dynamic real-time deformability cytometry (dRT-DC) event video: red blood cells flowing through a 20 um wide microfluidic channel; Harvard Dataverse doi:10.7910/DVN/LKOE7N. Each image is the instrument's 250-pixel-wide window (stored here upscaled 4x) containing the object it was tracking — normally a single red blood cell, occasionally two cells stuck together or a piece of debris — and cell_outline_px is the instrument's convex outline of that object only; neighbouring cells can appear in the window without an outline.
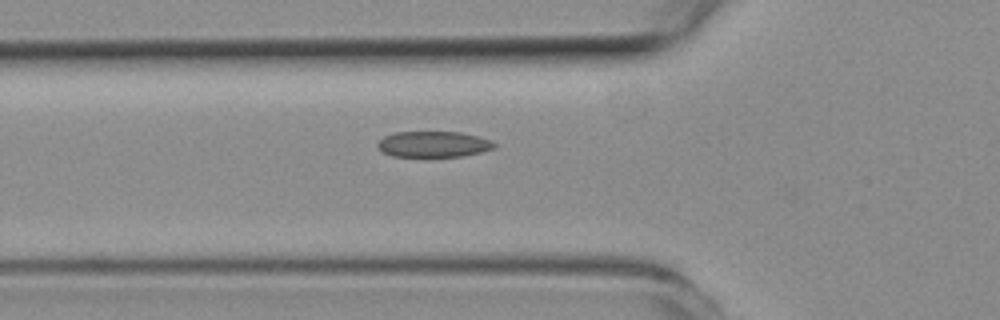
{"species": "common noctule bat (a hibernating species)", "species_latin": "Nyctalus noctula", "temperature_condition": "room temperature", "stored_images_in_passage": 18, "camera_frame_rate_fps": 3000, "um_per_image_px": 0.085, "animal": {"sex": "female", "body_mass_g": 19.3, "forearm_length_mm": 54.1}, "frame": {"image": 1, "passage_image": 2, "time_ms": 0.333, "image_size_px": [1000, 320], "cell_outline_px": [[496, 148], [480, 152], [460, 156], [392, 156], [384, 152], [376, 144], [384, 136], [396, 132], [460, 132], [492, 140], [496, 144]], "centroid_in_image_um": [36.87, 12.25], "position_along_channel_um": 88.9, "area_um2": 17.4}}
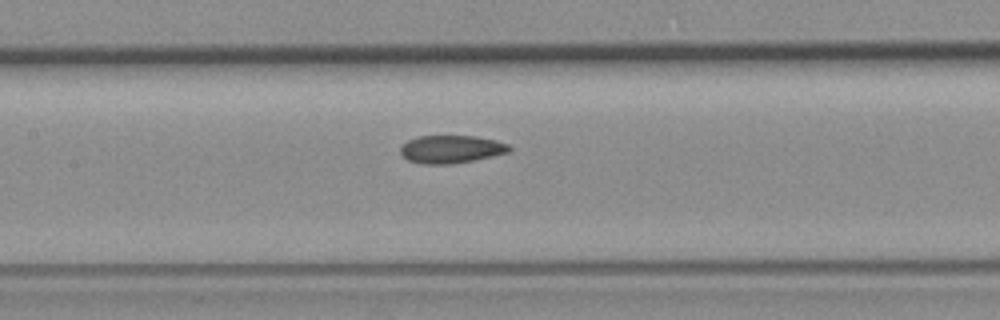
{"frame": {"image": 2, "passage_image": 8, "time_ms": 2.333, "image_size_px": [1000, 320], "cell_outline_px": [[512, 148], [508, 152], [492, 156], [472, 160], [448, 164], [424, 164], [408, 160], [400, 152], [400, 148], [408, 140], [416, 136], [476, 136], [496, 140], [508, 144]], "centroid_in_image_um": [38.35, 12.67], "position_along_channel_um": 169.1, "area_um2": 17.51}}
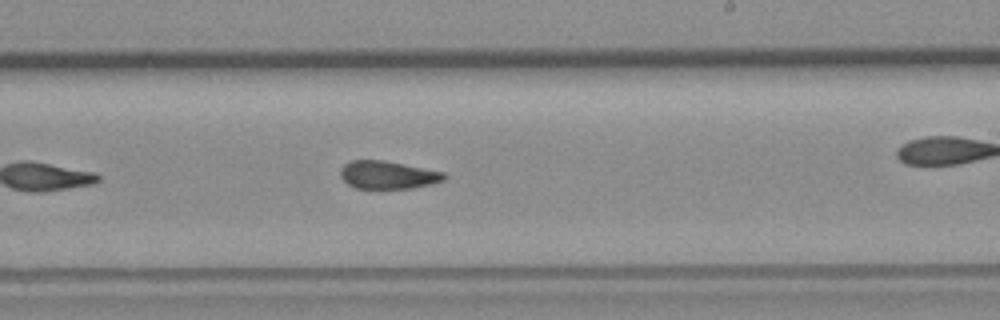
{"frame": {"image": 3, "passage_image": 11, "time_ms": 3.333, "image_size_px": [1000, 320], "cell_outline_px": [[448, 176], [444, 180], [412, 188], [356, 188], [348, 184], [340, 176], [340, 168], [344, 164], [352, 160], [384, 160], [444, 172]], "centroid_in_image_um": [32.94, 14.86], "position_along_channel_um": 256.1, "area_um2": 16.76}}